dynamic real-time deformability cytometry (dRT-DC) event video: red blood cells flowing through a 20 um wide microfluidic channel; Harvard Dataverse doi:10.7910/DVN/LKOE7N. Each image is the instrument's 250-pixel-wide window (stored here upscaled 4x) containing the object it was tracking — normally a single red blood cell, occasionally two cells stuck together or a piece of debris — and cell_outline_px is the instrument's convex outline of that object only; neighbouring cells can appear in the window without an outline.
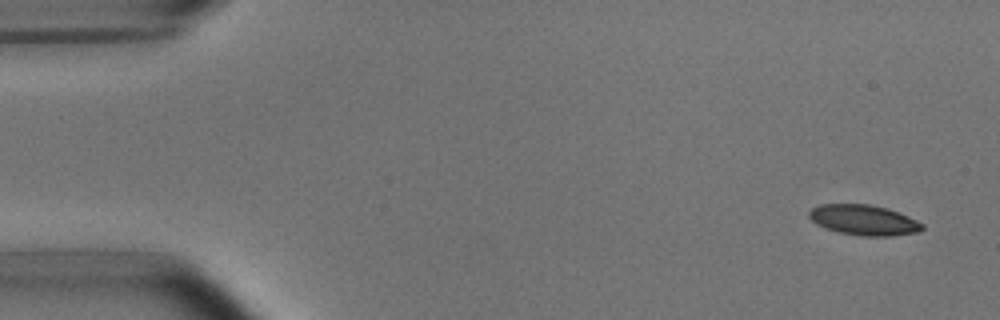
{"species": "common noctule bat (a hibernating species)", "species_latin": "Nyctalus noctula", "temperature_condition": "room temperature", "stored_images_in_passage": 5, "camera_frame_rate_fps": 3000, "um_per_image_px": 0.085, "animal": {"sex": "male", "body_mass_g": 15.6}, "frame": {"image": 1, "passage_image": 1, "time_ms": 0.0, "image_size_px": [1000, 320], "cell_outline_px": [[924, 228], [920, 232], [892, 236], [864, 236], [840, 232], [816, 224], [808, 216], [808, 212], [812, 208], [820, 204], [868, 204], [888, 208], [908, 216], [924, 224]], "centroid_in_image_um": [73.45, 18.7], "position_along_channel_um": 11.5, "area_um2": 20.0}}
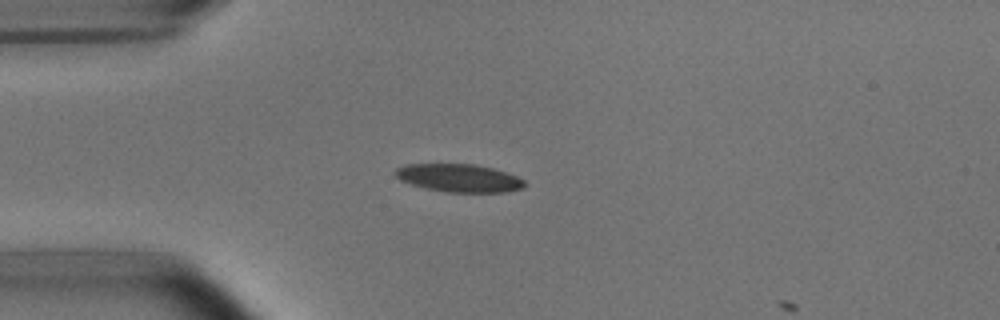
{"frame": {"image": 2, "passage_image": 4, "time_ms": 3.667, "image_size_px": [1000, 320], "cell_outline_px": [[524, 188], [504, 192], [448, 192], [428, 188], [412, 184], [400, 180], [396, 176], [396, 168], [404, 164], [472, 164], [492, 168], [516, 176], [524, 180]], "centroid_in_image_um": [39.01, 15.12], "position_along_channel_um": 46.0, "area_um2": 20.75}}